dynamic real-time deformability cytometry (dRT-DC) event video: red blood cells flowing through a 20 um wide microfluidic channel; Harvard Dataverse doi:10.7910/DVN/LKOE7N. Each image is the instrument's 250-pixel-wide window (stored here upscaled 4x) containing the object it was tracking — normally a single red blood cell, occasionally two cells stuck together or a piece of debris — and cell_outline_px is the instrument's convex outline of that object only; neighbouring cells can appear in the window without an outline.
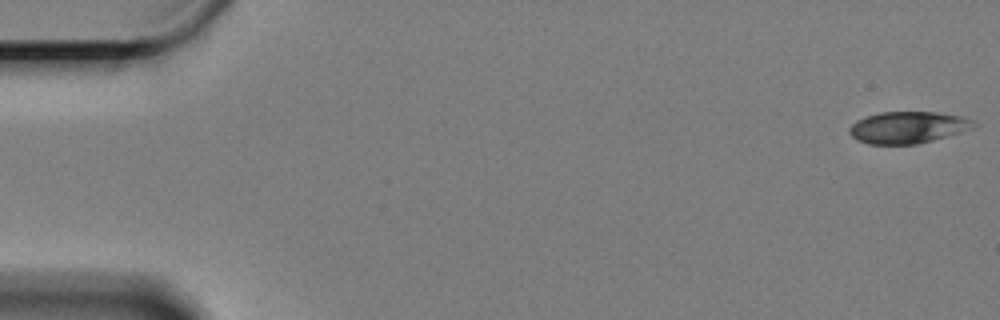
{"species": "Egyptian fruit bat (a non-hibernating species)", "species_latin": "Rousettus aegyptiacus", "temperature_condition": "cold", "stored_images_in_passage": 61, "camera_frame_rate_fps": 3000, "um_per_image_px": 0.085, "animal": {"sex": "female"}, "frame": {"image": 1, "passage_image": 1, "time_ms": 0.0, "image_size_px": [1000, 320], "cell_outline_px": [[972, 128], [960, 132], [932, 140], [916, 144], [868, 144], [852, 136], [848, 132], [848, 128], [856, 120], [880, 112], [936, 112], [960, 116], [972, 120]], "centroid_in_image_um": [77.11, 10.82], "position_along_channel_um": 7.9, "area_um2": 22.6}}
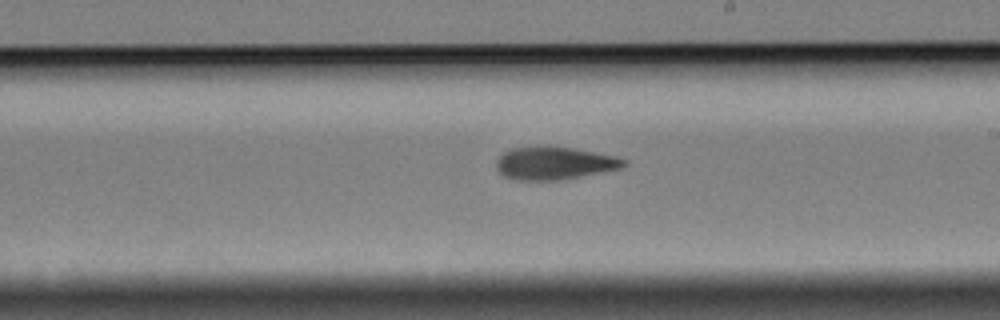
{"frame": {"image": 2, "passage_image": 35, "time_ms": 11.333, "image_size_px": [1000, 320], "cell_outline_px": [[628, 164], [620, 168], [560, 180], [512, 180], [504, 176], [496, 168], [496, 160], [504, 152], [512, 148], [572, 148], [616, 156], [628, 160]], "centroid_in_image_um": [47.12, 13.9], "position_along_channel_um": 241.9, "area_um2": 23.81}}
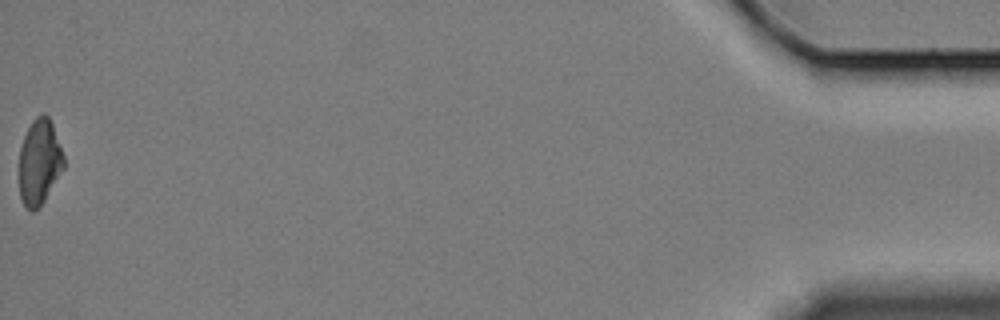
{"frame": {"image": 3, "passage_image": 61, "time_ms": 20.0, "image_size_px": [1000, 320], "cell_outline_px": [[64, 168], [44, 200], [32, 212], [24, 204], [20, 196], [20, 148], [24, 136], [32, 120], [40, 112], [44, 112], [48, 116], [52, 124], [64, 156]], "centroid_in_image_um": [3.35, 13.72], "position_along_channel_um": 431.8, "area_um2": 21.91}, "authors_computed_cell_mechanics": {"area_um2": 23.8136, "velocity_mm_per_s": 3.2823, "shape_relaxation_time_tau1_ms": 9.1015, "shape_relaxation_time_tau2_ms": 5.9203, "deformation_change_tau1": 0.1624, "deformation_change_tau2": 0.1106}}